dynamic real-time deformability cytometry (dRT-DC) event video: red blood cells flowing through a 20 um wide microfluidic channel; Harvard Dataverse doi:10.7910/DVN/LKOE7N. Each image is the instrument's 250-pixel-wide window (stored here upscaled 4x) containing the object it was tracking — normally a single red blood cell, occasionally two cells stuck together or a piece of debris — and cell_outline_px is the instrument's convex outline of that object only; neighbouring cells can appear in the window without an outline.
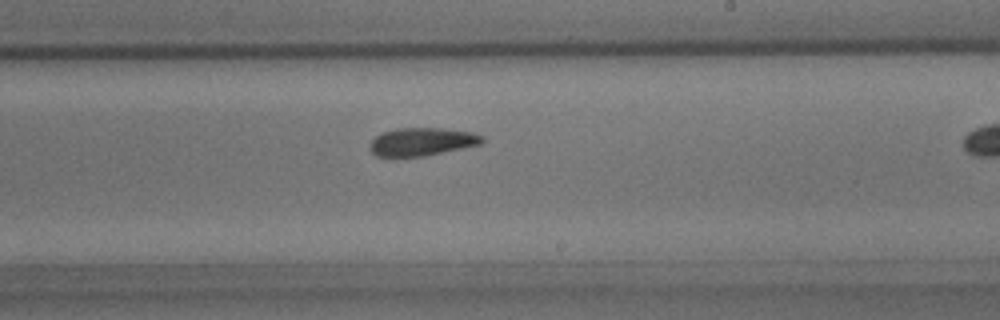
{"species": "common noctule bat (a hibernating species)", "species_latin": "Nyctalus noctula", "temperature_condition": "room temperature", "stored_images_in_passage": 24, "camera_frame_rate_fps": 3000, "um_per_image_px": 0.085, "animal": {"sex": "male", "body_mass_g": 15.6}, "frame": {"image": 1, "passage_image": 14, "time_ms": 4.333, "image_size_px": [1000, 320], "cell_outline_px": [[484, 140], [480, 144], [464, 148], [424, 156], [376, 156], [368, 148], [368, 144], [376, 136], [384, 132], [396, 128], [440, 128], [472, 132], [484, 136]], "centroid_in_image_um": [35.86, 12.04], "position_along_channel_um": 253.1, "area_um2": 18.32}}